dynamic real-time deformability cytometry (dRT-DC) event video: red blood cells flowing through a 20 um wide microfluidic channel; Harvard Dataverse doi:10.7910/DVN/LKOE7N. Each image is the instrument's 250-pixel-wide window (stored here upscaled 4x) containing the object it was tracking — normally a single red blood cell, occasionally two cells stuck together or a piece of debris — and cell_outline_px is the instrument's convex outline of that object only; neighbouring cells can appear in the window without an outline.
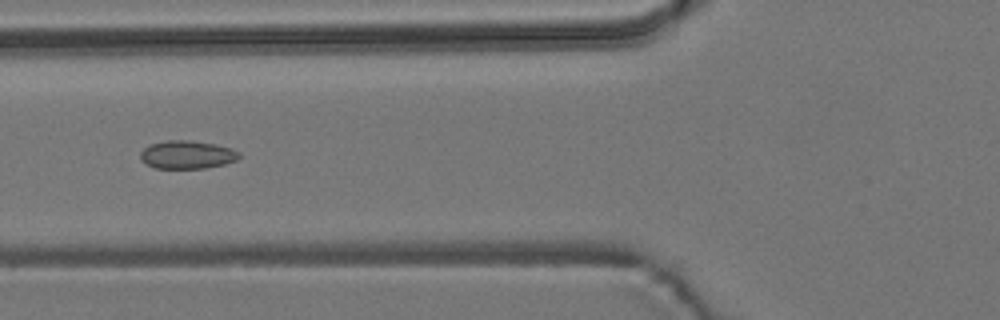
{"species": "common noctule bat (a hibernating species)", "species_latin": "Nyctalus noctula", "temperature_condition": "room temperature", "stored_images_in_passage": 6, "camera_frame_rate_fps": 3000, "um_per_image_px": 0.085, "animal": {"sex": "male", "body_mass_g": 19.2, "forearm_length_mm": 51.8}, "frame": {"image": 1, "passage_image": 6, "time_ms": 6.667, "image_size_px": [1000, 320], "cell_outline_px": [[240, 156], [236, 160], [224, 164], [204, 168], [156, 168], [140, 160], [140, 152], [148, 144], [168, 140], [188, 140], [216, 144], [232, 148], [240, 152]], "centroid_in_image_um": [15.9, 13.14], "position_along_channel_um": 109.9, "area_um2": 16.24}}